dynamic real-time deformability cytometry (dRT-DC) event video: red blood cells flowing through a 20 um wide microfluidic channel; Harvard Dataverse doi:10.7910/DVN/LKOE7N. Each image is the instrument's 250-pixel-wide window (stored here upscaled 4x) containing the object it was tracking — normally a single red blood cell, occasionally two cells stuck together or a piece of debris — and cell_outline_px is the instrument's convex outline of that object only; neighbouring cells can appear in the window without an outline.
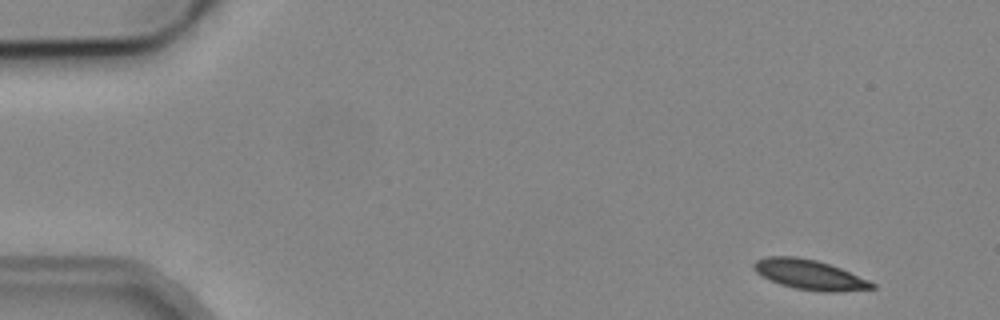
{"species": "common noctule bat (a hibernating species)", "species_latin": "Nyctalus noctula", "temperature_condition": "cold", "stored_images_in_passage": 5, "camera_frame_rate_fps": 3000, "um_per_image_px": 0.085, "animal": {"sex": "male", "body_mass_g": 19.2, "forearm_length_mm": 51.8}, "frame": {"image": 1, "passage_image": 1, "time_ms": 0.0, "image_size_px": [1000, 320], "cell_outline_px": [[876, 288], [840, 292], [824, 292], [796, 288], [780, 284], [756, 272], [752, 268], [752, 264], [756, 260], [768, 256], [796, 256], [816, 260], [840, 268], [868, 280], [876, 284]], "centroid_in_image_um": [68.82, 23.34], "position_along_channel_um": 16.2, "area_um2": 20.4}}